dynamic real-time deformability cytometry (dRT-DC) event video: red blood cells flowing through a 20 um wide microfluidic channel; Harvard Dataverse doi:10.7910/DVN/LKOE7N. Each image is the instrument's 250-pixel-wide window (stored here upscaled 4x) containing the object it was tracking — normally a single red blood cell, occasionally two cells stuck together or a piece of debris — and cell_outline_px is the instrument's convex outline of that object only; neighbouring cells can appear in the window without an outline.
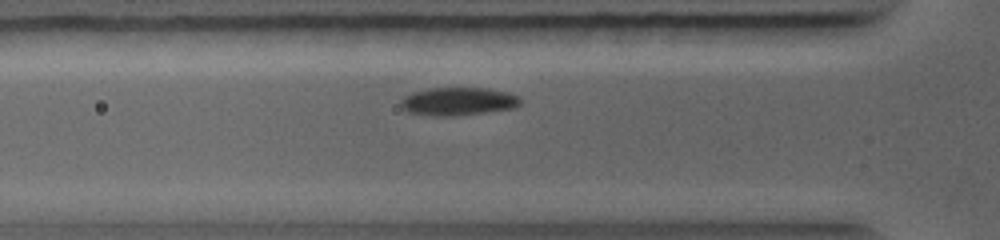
{"species": "common noctule bat (a hibernating species)", "species_latin": "Nyctalus noctula", "temperature_condition": "warm", "stored_images_in_passage": 26, "camera_frame_rate_fps": 5000, "um_per_image_px": 0.085, "animal": {"sex": "female", "body_mass_g": 19.0, "forearm_length_mm": 56.7}, "frame": {"image": 1, "passage_image": 6, "time_ms": 1.8, "image_size_px": [1000, 240], "cell_outline_px": [[520, 104], [512, 108], [484, 112], [452, 116], [432, 116], [408, 112], [400, 104], [400, 100], [404, 96], [412, 92], [428, 88], [488, 88], [508, 92], [520, 96]], "centroid_in_image_um": [38.92, 8.61], "position_along_channel_um": 86.9, "area_um2": 19.54}}
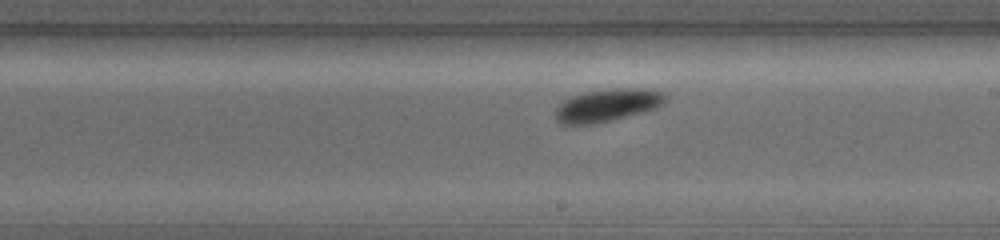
{"frame": {"image": 2, "passage_image": 15, "time_ms": 4.8, "image_size_px": [1000, 240], "cell_outline_px": [[668, 100], [664, 104], [656, 108], [592, 124], [564, 124], [556, 120], [552, 112], [564, 100], [572, 96], [588, 92], [612, 88], [652, 88], [664, 92], [668, 96]], "centroid_in_image_um": [51.66, 8.92], "position_along_channel_um": 237.3, "area_um2": 20.92}}
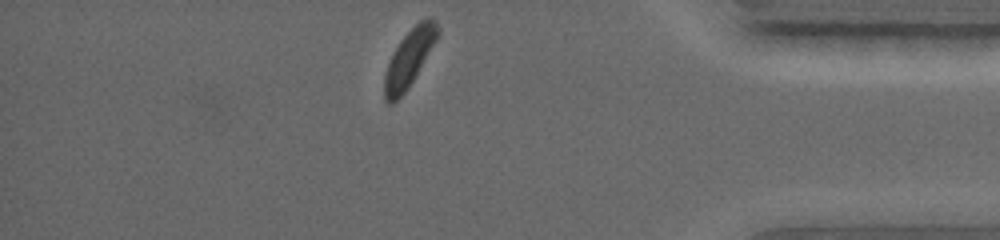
{"frame": {"image": 3, "passage_image": 26, "time_ms": 8.6, "image_size_px": [1000, 240], "cell_outline_px": [[440, 36], [408, 88], [392, 104], [388, 104], [384, 100], [384, 76], [388, 64], [400, 40], [420, 20], [428, 16], [432, 16], [436, 20], [440, 28]], "centroid_in_image_um": [34.83, 4.9], "position_along_channel_um": 400.4, "area_um2": 17.8}}